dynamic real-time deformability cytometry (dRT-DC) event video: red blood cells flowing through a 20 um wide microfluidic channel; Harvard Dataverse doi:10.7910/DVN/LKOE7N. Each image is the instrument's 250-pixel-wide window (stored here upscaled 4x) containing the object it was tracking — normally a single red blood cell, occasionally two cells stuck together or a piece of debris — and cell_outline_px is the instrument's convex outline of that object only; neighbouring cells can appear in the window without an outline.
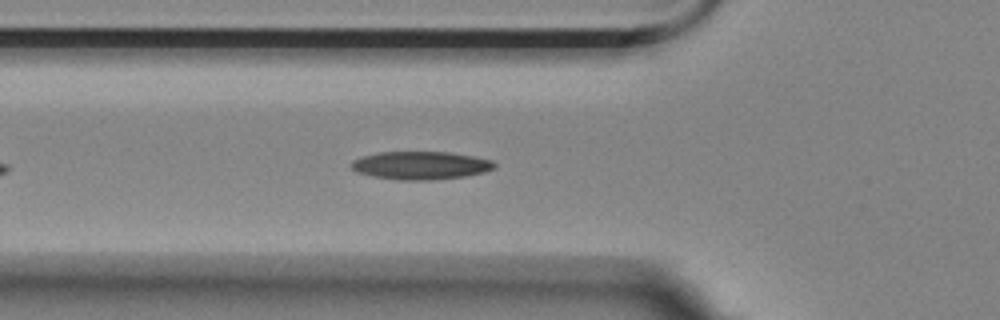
{"species": "Egyptian fruit bat (a non-hibernating species)", "species_latin": "Rousettus aegyptiacus", "temperature_condition": "room temperature", "stored_images_in_passage": 28, "camera_frame_rate_fps": 3000, "um_per_image_px": 0.085, "animal": {"sex": "female"}, "frame": {"image": 1, "passage_image": 8, "time_ms": 2.333, "image_size_px": [1000, 320], "cell_outline_px": [[496, 168], [484, 172], [464, 176], [428, 180], [400, 180], [372, 176], [356, 172], [352, 168], [352, 160], [360, 156], [376, 152], [448, 152], [472, 156], [492, 160], [496, 164]], "centroid_in_image_um": [35.73, 14.05], "position_along_channel_um": 90.1, "area_um2": 23.41}}